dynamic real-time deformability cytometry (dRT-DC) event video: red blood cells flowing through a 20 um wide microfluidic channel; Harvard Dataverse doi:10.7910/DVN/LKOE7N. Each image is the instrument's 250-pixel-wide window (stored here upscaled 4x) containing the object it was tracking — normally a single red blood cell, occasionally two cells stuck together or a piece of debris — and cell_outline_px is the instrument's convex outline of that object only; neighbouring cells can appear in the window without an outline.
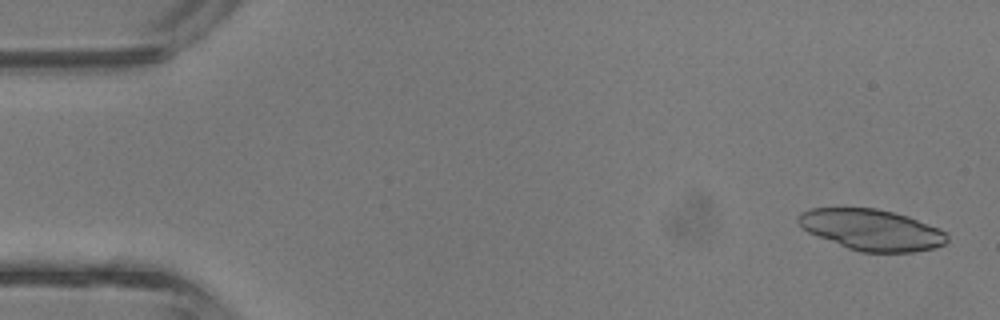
{"species": "common noctule bat (a hibernating species)", "species_latin": "Nyctalus noctula", "temperature_condition": "room temperature", "stored_images_in_passage": 3, "camera_frame_rate_fps": 3000, "um_per_image_px": 0.085, "animal": {"sex": "male", "body_mass_g": 13.3}, "frame": {"image": 1, "passage_image": 1, "time_ms": 0.0, "image_size_px": [1000, 320], "cell_outline_px": [[948, 240], [944, 244], [932, 248], [912, 252], [860, 252], [848, 248], [808, 232], [796, 220], [796, 216], [800, 212], [812, 208], [876, 208], [908, 216], [940, 228], [948, 236]], "centroid_in_image_um": [74.08, 19.52], "position_along_channel_um": 10.9, "area_um2": 35.43}}